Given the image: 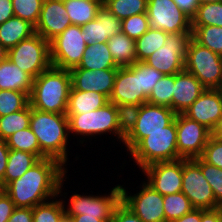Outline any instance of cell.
I'll return each mask as SVG.
<instances>
[{
	"label": "cell",
	"instance_id": "34",
	"mask_svg": "<svg viewBox=\"0 0 222 222\" xmlns=\"http://www.w3.org/2000/svg\"><path fill=\"white\" fill-rule=\"evenodd\" d=\"M163 203L166 222L179 219L194 209L183 192L163 196Z\"/></svg>",
	"mask_w": 222,
	"mask_h": 222
},
{
	"label": "cell",
	"instance_id": "22",
	"mask_svg": "<svg viewBox=\"0 0 222 222\" xmlns=\"http://www.w3.org/2000/svg\"><path fill=\"white\" fill-rule=\"evenodd\" d=\"M205 89L202 83L186 70L174 74L172 110L176 114H183Z\"/></svg>",
	"mask_w": 222,
	"mask_h": 222
},
{
	"label": "cell",
	"instance_id": "18",
	"mask_svg": "<svg viewBox=\"0 0 222 222\" xmlns=\"http://www.w3.org/2000/svg\"><path fill=\"white\" fill-rule=\"evenodd\" d=\"M183 114L212 132L222 116V89H205Z\"/></svg>",
	"mask_w": 222,
	"mask_h": 222
},
{
	"label": "cell",
	"instance_id": "7",
	"mask_svg": "<svg viewBox=\"0 0 222 222\" xmlns=\"http://www.w3.org/2000/svg\"><path fill=\"white\" fill-rule=\"evenodd\" d=\"M184 70L193 74L206 89H222V56L192 38L187 45Z\"/></svg>",
	"mask_w": 222,
	"mask_h": 222
},
{
	"label": "cell",
	"instance_id": "45",
	"mask_svg": "<svg viewBox=\"0 0 222 222\" xmlns=\"http://www.w3.org/2000/svg\"><path fill=\"white\" fill-rule=\"evenodd\" d=\"M110 222H143L122 201L114 209Z\"/></svg>",
	"mask_w": 222,
	"mask_h": 222
},
{
	"label": "cell",
	"instance_id": "21",
	"mask_svg": "<svg viewBox=\"0 0 222 222\" xmlns=\"http://www.w3.org/2000/svg\"><path fill=\"white\" fill-rule=\"evenodd\" d=\"M81 31L87 46L95 42L106 43L109 38L121 32V20L102 5L96 18L81 26Z\"/></svg>",
	"mask_w": 222,
	"mask_h": 222
},
{
	"label": "cell",
	"instance_id": "14",
	"mask_svg": "<svg viewBox=\"0 0 222 222\" xmlns=\"http://www.w3.org/2000/svg\"><path fill=\"white\" fill-rule=\"evenodd\" d=\"M148 24L150 29L166 33H192L191 18L173 0H148Z\"/></svg>",
	"mask_w": 222,
	"mask_h": 222
},
{
	"label": "cell",
	"instance_id": "53",
	"mask_svg": "<svg viewBox=\"0 0 222 222\" xmlns=\"http://www.w3.org/2000/svg\"><path fill=\"white\" fill-rule=\"evenodd\" d=\"M67 217H70L72 219V222H110V220L98 219V216H85L84 214Z\"/></svg>",
	"mask_w": 222,
	"mask_h": 222
},
{
	"label": "cell",
	"instance_id": "57",
	"mask_svg": "<svg viewBox=\"0 0 222 222\" xmlns=\"http://www.w3.org/2000/svg\"><path fill=\"white\" fill-rule=\"evenodd\" d=\"M60 222H72V219L70 217L64 216Z\"/></svg>",
	"mask_w": 222,
	"mask_h": 222
},
{
	"label": "cell",
	"instance_id": "28",
	"mask_svg": "<svg viewBox=\"0 0 222 222\" xmlns=\"http://www.w3.org/2000/svg\"><path fill=\"white\" fill-rule=\"evenodd\" d=\"M64 6L71 23L83 26L96 18L97 11L102 5L100 0H66Z\"/></svg>",
	"mask_w": 222,
	"mask_h": 222
},
{
	"label": "cell",
	"instance_id": "42",
	"mask_svg": "<svg viewBox=\"0 0 222 222\" xmlns=\"http://www.w3.org/2000/svg\"><path fill=\"white\" fill-rule=\"evenodd\" d=\"M148 29L147 13H140L121 20V32L135 41Z\"/></svg>",
	"mask_w": 222,
	"mask_h": 222
},
{
	"label": "cell",
	"instance_id": "3",
	"mask_svg": "<svg viewBox=\"0 0 222 222\" xmlns=\"http://www.w3.org/2000/svg\"><path fill=\"white\" fill-rule=\"evenodd\" d=\"M30 129L36 135L40 150L49 158L67 166L69 126L66 114L43 112L31 107Z\"/></svg>",
	"mask_w": 222,
	"mask_h": 222
},
{
	"label": "cell",
	"instance_id": "48",
	"mask_svg": "<svg viewBox=\"0 0 222 222\" xmlns=\"http://www.w3.org/2000/svg\"><path fill=\"white\" fill-rule=\"evenodd\" d=\"M9 147L6 144L5 140L0 138V182L4 188V175L7 168V162L9 157Z\"/></svg>",
	"mask_w": 222,
	"mask_h": 222
},
{
	"label": "cell",
	"instance_id": "56",
	"mask_svg": "<svg viewBox=\"0 0 222 222\" xmlns=\"http://www.w3.org/2000/svg\"><path fill=\"white\" fill-rule=\"evenodd\" d=\"M198 4H207V3H216V2H222V0H197Z\"/></svg>",
	"mask_w": 222,
	"mask_h": 222
},
{
	"label": "cell",
	"instance_id": "32",
	"mask_svg": "<svg viewBox=\"0 0 222 222\" xmlns=\"http://www.w3.org/2000/svg\"><path fill=\"white\" fill-rule=\"evenodd\" d=\"M6 144L11 150H21L35 154L39 159L46 158L47 156L40 150L36 135L30 127L19 130L12 134L6 140Z\"/></svg>",
	"mask_w": 222,
	"mask_h": 222
},
{
	"label": "cell",
	"instance_id": "26",
	"mask_svg": "<svg viewBox=\"0 0 222 222\" xmlns=\"http://www.w3.org/2000/svg\"><path fill=\"white\" fill-rule=\"evenodd\" d=\"M88 70L118 69L109 51L107 43L95 42L86 46L82 60L78 67Z\"/></svg>",
	"mask_w": 222,
	"mask_h": 222
},
{
	"label": "cell",
	"instance_id": "17",
	"mask_svg": "<svg viewBox=\"0 0 222 222\" xmlns=\"http://www.w3.org/2000/svg\"><path fill=\"white\" fill-rule=\"evenodd\" d=\"M147 184L162 196L181 192L182 159L155 162L142 169Z\"/></svg>",
	"mask_w": 222,
	"mask_h": 222
},
{
	"label": "cell",
	"instance_id": "16",
	"mask_svg": "<svg viewBox=\"0 0 222 222\" xmlns=\"http://www.w3.org/2000/svg\"><path fill=\"white\" fill-rule=\"evenodd\" d=\"M121 188V201L143 222H166L163 196L143 181L139 192L129 195L125 187Z\"/></svg>",
	"mask_w": 222,
	"mask_h": 222
},
{
	"label": "cell",
	"instance_id": "33",
	"mask_svg": "<svg viewBox=\"0 0 222 222\" xmlns=\"http://www.w3.org/2000/svg\"><path fill=\"white\" fill-rule=\"evenodd\" d=\"M31 106L28 104L24 109L0 117V138L6 140L19 130L29 127Z\"/></svg>",
	"mask_w": 222,
	"mask_h": 222
},
{
	"label": "cell",
	"instance_id": "2",
	"mask_svg": "<svg viewBox=\"0 0 222 222\" xmlns=\"http://www.w3.org/2000/svg\"><path fill=\"white\" fill-rule=\"evenodd\" d=\"M70 89V70L51 66L33 80L29 104L39 111L66 114Z\"/></svg>",
	"mask_w": 222,
	"mask_h": 222
},
{
	"label": "cell",
	"instance_id": "44",
	"mask_svg": "<svg viewBox=\"0 0 222 222\" xmlns=\"http://www.w3.org/2000/svg\"><path fill=\"white\" fill-rule=\"evenodd\" d=\"M163 75L164 74L147 65L145 62H140L141 89L147 96L150 95L154 85L162 78Z\"/></svg>",
	"mask_w": 222,
	"mask_h": 222
},
{
	"label": "cell",
	"instance_id": "38",
	"mask_svg": "<svg viewBox=\"0 0 222 222\" xmlns=\"http://www.w3.org/2000/svg\"><path fill=\"white\" fill-rule=\"evenodd\" d=\"M64 216L63 202L56 197L33 207V222H60Z\"/></svg>",
	"mask_w": 222,
	"mask_h": 222
},
{
	"label": "cell",
	"instance_id": "11",
	"mask_svg": "<svg viewBox=\"0 0 222 222\" xmlns=\"http://www.w3.org/2000/svg\"><path fill=\"white\" fill-rule=\"evenodd\" d=\"M86 42L82 38L81 26L70 25L50 41L52 66L71 70L80 64Z\"/></svg>",
	"mask_w": 222,
	"mask_h": 222
},
{
	"label": "cell",
	"instance_id": "4",
	"mask_svg": "<svg viewBox=\"0 0 222 222\" xmlns=\"http://www.w3.org/2000/svg\"><path fill=\"white\" fill-rule=\"evenodd\" d=\"M66 115L69 134L89 138L110 133V135L114 134L119 142L124 141L126 114L111 102L94 111Z\"/></svg>",
	"mask_w": 222,
	"mask_h": 222
},
{
	"label": "cell",
	"instance_id": "23",
	"mask_svg": "<svg viewBox=\"0 0 222 222\" xmlns=\"http://www.w3.org/2000/svg\"><path fill=\"white\" fill-rule=\"evenodd\" d=\"M33 80L8 58L0 64V90L22 91L30 96Z\"/></svg>",
	"mask_w": 222,
	"mask_h": 222
},
{
	"label": "cell",
	"instance_id": "50",
	"mask_svg": "<svg viewBox=\"0 0 222 222\" xmlns=\"http://www.w3.org/2000/svg\"><path fill=\"white\" fill-rule=\"evenodd\" d=\"M14 16L12 0H0V24Z\"/></svg>",
	"mask_w": 222,
	"mask_h": 222
},
{
	"label": "cell",
	"instance_id": "58",
	"mask_svg": "<svg viewBox=\"0 0 222 222\" xmlns=\"http://www.w3.org/2000/svg\"><path fill=\"white\" fill-rule=\"evenodd\" d=\"M110 0H100L101 5H105L107 2H109Z\"/></svg>",
	"mask_w": 222,
	"mask_h": 222
},
{
	"label": "cell",
	"instance_id": "39",
	"mask_svg": "<svg viewBox=\"0 0 222 222\" xmlns=\"http://www.w3.org/2000/svg\"><path fill=\"white\" fill-rule=\"evenodd\" d=\"M29 104V96L22 91L0 90V117L24 109Z\"/></svg>",
	"mask_w": 222,
	"mask_h": 222
},
{
	"label": "cell",
	"instance_id": "15",
	"mask_svg": "<svg viewBox=\"0 0 222 222\" xmlns=\"http://www.w3.org/2000/svg\"><path fill=\"white\" fill-rule=\"evenodd\" d=\"M176 136L178 159H194L202 156L211 131L184 114H176Z\"/></svg>",
	"mask_w": 222,
	"mask_h": 222
},
{
	"label": "cell",
	"instance_id": "47",
	"mask_svg": "<svg viewBox=\"0 0 222 222\" xmlns=\"http://www.w3.org/2000/svg\"><path fill=\"white\" fill-rule=\"evenodd\" d=\"M7 222H33V208L16 207Z\"/></svg>",
	"mask_w": 222,
	"mask_h": 222
},
{
	"label": "cell",
	"instance_id": "59",
	"mask_svg": "<svg viewBox=\"0 0 222 222\" xmlns=\"http://www.w3.org/2000/svg\"><path fill=\"white\" fill-rule=\"evenodd\" d=\"M4 190L2 183L0 182V193Z\"/></svg>",
	"mask_w": 222,
	"mask_h": 222
},
{
	"label": "cell",
	"instance_id": "24",
	"mask_svg": "<svg viewBox=\"0 0 222 222\" xmlns=\"http://www.w3.org/2000/svg\"><path fill=\"white\" fill-rule=\"evenodd\" d=\"M109 103V98L95 91L75 90L69 92L66 114H82L97 110Z\"/></svg>",
	"mask_w": 222,
	"mask_h": 222
},
{
	"label": "cell",
	"instance_id": "6",
	"mask_svg": "<svg viewBox=\"0 0 222 222\" xmlns=\"http://www.w3.org/2000/svg\"><path fill=\"white\" fill-rule=\"evenodd\" d=\"M129 154L141 170L155 162L178 160L176 117L165 130L149 133Z\"/></svg>",
	"mask_w": 222,
	"mask_h": 222
},
{
	"label": "cell",
	"instance_id": "20",
	"mask_svg": "<svg viewBox=\"0 0 222 222\" xmlns=\"http://www.w3.org/2000/svg\"><path fill=\"white\" fill-rule=\"evenodd\" d=\"M117 69L88 70L73 68L70 70L71 86L75 90L95 91L110 98Z\"/></svg>",
	"mask_w": 222,
	"mask_h": 222
},
{
	"label": "cell",
	"instance_id": "46",
	"mask_svg": "<svg viewBox=\"0 0 222 222\" xmlns=\"http://www.w3.org/2000/svg\"><path fill=\"white\" fill-rule=\"evenodd\" d=\"M15 208L14 202L3 190L0 193V222H7Z\"/></svg>",
	"mask_w": 222,
	"mask_h": 222
},
{
	"label": "cell",
	"instance_id": "30",
	"mask_svg": "<svg viewBox=\"0 0 222 222\" xmlns=\"http://www.w3.org/2000/svg\"><path fill=\"white\" fill-rule=\"evenodd\" d=\"M169 33L160 29H148L136 42L137 62H144L157 49L164 46Z\"/></svg>",
	"mask_w": 222,
	"mask_h": 222
},
{
	"label": "cell",
	"instance_id": "37",
	"mask_svg": "<svg viewBox=\"0 0 222 222\" xmlns=\"http://www.w3.org/2000/svg\"><path fill=\"white\" fill-rule=\"evenodd\" d=\"M148 0H110L105 7L118 19L147 12Z\"/></svg>",
	"mask_w": 222,
	"mask_h": 222
},
{
	"label": "cell",
	"instance_id": "35",
	"mask_svg": "<svg viewBox=\"0 0 222 222\" xmlns=\"http://www.w3.org/2000/svg\"><path fill=\"white\" fill-rule=\"evenodd\" d=\"M222 27V2L201 4L191 18V26Z\"/></svg>",
	"mask_w": 222,
	"mask_h": 222
},
{
	"label": "cell",
	"instance_id": "49",
	"mask_svg": "<svg viewBox=\"0 0 222 222\" xmlns=\"http://www.w3.org/2000/svg\"><path fill=\"white\" fill-rule=\"evenodd\" d=\"M175 4L190 18H192L199 6L197 0H173Z\"/></svg>",
	"mask_w": 222,
	"mask_h": 222
},
{
	"label": "cell",
	"instance_id": "8",
	"mask_svg": "<svg viewBox=\"0 0 222 222\" xmlns=\"http://www.w3.org/2000/svg\"><path fill=\"white\" fill-rule=\"evenodd\" d=\"M7 58L35 79L52 66L50 42L35 33L7 50Z\"/></svg>",
	"mask_w": 222,
	"mask_h": 222
},
{
	"label": "cell",
	"instance_id": "40",
	"mask_svg": "<svg viewBox=\"0 0 222 222\" xmlns=\"http://www.w3.org/2000/svg\"><path fill=\"white\" fill-rule=\"evenodd\" d=\"M193 160L199 165L205 179L211 186L217 205L222 208V169L208 164L201 157Z\"/></svg>",
	"mask_w": 222,
	"mask_h": 222
},
{
	"label": "cell",
	"instance_id": "55",
	"mask_svg": "<svg viewBox=\"0 0 222 222\" xmlns=\"http://www.w3.org/2000/svg\"><path fill=\"white\" fill-rule=\"evenodd\" d=\"M7 58V49L0 42V64Z\"/></svg>",
	"mask_w": 222,
	"mask_h": 222
},
{
	"label": "cell",
	"instance_id": "36",
	"mask_svg": "<svg viewBox=\"0 0 222 222\" xmlns=\"http://www.w3.org/2000/svg\"><path fill=\"white\" fill-rule=\"evenodd\" d=\"M174 90V74L163 75L154 85L147 103L159 106H165L172 109V96Z\"/></svg>",
	"mask_w": 222,
	"mask_h": 222
},
{
	"label": "cell",
	"instance_id": "25",
	"mask_svg": "<svg viewBox=\"0 0 222 222\" xmlns=\"http://www.w3.org/2000/svg\"><path fill=\"white\" fill-rule=\"evenodd\" d=\"M33 34L35 26L15 16L0 24V42L7 50Z\"/></svg>",
	"mask_w": 222,
	"mask_h": 222
},
{
	"label": "cell",
	"instance_id": "52",
	"mask_svg": "<svg viewBox=\"0 0 222 222\" xmlns=\"http://www.w3.org/2000/svg\"><path fill=\"white\" fill-rule=\"evenodd\" d=\"M171 222H201V209L194 208L191 212Z\"/></svg>",
	"mask_w": 222,
	"mask_h": 222
},
{
	"label": "cell",
	"instance_id": "27",
	"mask_svg": "<svg viewBox=\"0 0 222 222\" xmlns=\"http://www.w3.org/2000/svg\"><path fill=\"white\" fill-rule=\"evenodd\" d=\"M106 43L118 67H128L137 62L136 42L124 33L115 34Z\"/></svg>",
	"mask_w": 222,
	"mask_h": 222
},
{
	"label": "cell",
	"instance_id": "12",
	"mask_svg": "<svg viewBox=\"0 0 222 222\" xmlns=\"http://www.w3.org/2000/svg\"><path fill=\"white\" fill-rule=\"evenodd\" d=\"M191 33H170L164 46L157 49L144 62L164 75H172L184 70L187 45Z\"/></svg>",
	"mask_w": 222,
	"mask_h": 222
},
{
	"label": "cell",
	"instance_id": "31",
	"mask_svg": "<svg viewBox=\"0 0 222 222\" xmlns=\"http://www.w3.org/2000/svg\"><path fill=\"white\" fill-rule=\"evenodd\" d=\"M191 38L203 47L222 56V27L191 26Z\"/></svg>",
	"mask_w": 222,
	"mask_h": 222
},
{
	"label": "cell",
	"instance_id": "19",
	"mask_svg": "<svg viewBox=\"0 0 222 222\" xmlns=\"http://www.w3.org/2000/svg\"><path fill=\"white\" fill-rule=\"evenodd\" d=\"M72 25L67 16L64 2L61 0H44L35 33L50 42Z\"/></svg>",
	"mask_w": 222,
	"mask_h": 222
},
{
	"label": "cell",
	"instance_id": "13",
	"mask_svg": "<svg viewBox=\"0 0 222 222\" xmlns=\"http://www.w3.org/2000/svg\"><path fill=\"white\" fill-rule=\"evenodd\" d=\"M181 192L190 200L195 209L214 210L220 208L211 186L193 159H182Z\"/></svg>",
	"mask_w": 222,
	"mask_h": 222
},
{
	"label": "cell",
	"instance_id": "43",
	"mask_svg": "<svg viewBox=\"0 0 222 222\" xmlns=\"http://www.w3.org/2000/svg\"><path fill=\"white\" fill-rule=\"evenodd\" d=\"M201 158L208 164L222 169V139L211 135Z\"/></svg>",
	"mask_w": 222,
	"mask_h": 222
},
{
	"label": "cell",
	"instance_id": "5",
	"mask_svg": "<svg viewBox=\"0 0 222 222\" xmlns=\"http://www.w3.org/2000/svg\"><path fill=\"white\" fill-rule=\"evenodd\" d=\"M176 117L169 107L144 103L126 113L123 144L131 151L149 133L165 130Z\"/></svg>",
	"mask_w": 222,
	"mask_h": 222
},
{
	"label": "cell",
	"instance_id": "1",
	"mask_svg": "<svg viewBox=\"0 0 222 222\" xmlns=\"http://www.w3.org/2000/svg\"><path fill=\"white\" fill-rule=\"evenodd\" d=\"M65 166L54 158H42L20 178L10 182L4 191L15 207L33 208L38 204L59 198L63 181L67 179Z\"/></svg>",
	"mask_w": 222,
	"mask_h": 222
},
{
	"label": "cell",
	"instance_id": "29",
	"mask_svg": "<svg viewBox=\"0 0 222 222\" xmlns=\"http://www.w3.org/2000/svg\"><path fill=\"white\" fill-rule=\"evenodd\" d=\"M40 159L30 152L21 150L9 151L7 168L4 175V188L12 181L20 178L27 170H29Z\"/></svg>",
	"mask_w": 222,
	"mask_h": 222
},
{
	"label": "cell",
	"instance_id": "41",
	"mask_svg": "<svg viewBox=\"0 0 222 222\" xmlns=\"http://www.w3.org/2000/svg\"><path fill=\"white\" fill-rule=\"evenodd\" d=\"M44 0H12L14 16L30 22L38 23Z\"/></svg>",
	"mask_w": 222,
	"mask_h": 222
},
{
	"label": "cell",
	"instance_id": "54",
	"mask_svg": "<svg viewBox=\"0 0 222 222\" xmlns=\"http://www.w3.org/2000/svg\"><path fill=\"white\" fill-rule=\"evenodd\" d=\"M211 135L216 138L222 139V116L220 117L215 128L212 130Z\"/></svg>",
	"mask_w": 222,
	"mask_h": 222
},
{
	"label": "cell",
	"instance_id": "9",
	"mask_svg": "<svg viewBox=\"0 0 222 222\" xmlns=\"http://www.w3.org/2000/svg\"><path fill=\"white\" fill-rule=\"evenodd\" d=\"M148 96L141 89L140 62L128 67H119L109 102L119 107L125 114L147 103Z\"/></svg>",
	"mask_w": 222,
	"mask_h": 222
},
{
	"label": "cell",
	"instance_id": "10",
	"mask_svg": "<svg viewBox=\"0 0 222 222\" xmlns=\"http://www.w3.org/2000/svg\"><path fill=\"white\" fill-rule=\"evenodd\" d=\"M121 185L113 187L110 193L103 195L73 194L69 205L63 201L65 216H98L101 220H111L114 209L121 202ZM66 203V204H65ZM67 206V208L65 207Z\"/></svg>",
	"mask_w": 222,
	"mask_h": 222
},
{
	"label": "cell",
	"instance_id": "51",
	"mask_svg": "<svg viewBox=\"0 0 222 222\" xmlns=\"http://www.w3.org/2000/svg\"><path fill=\"white\" fill-rule=\"evenodd\" d=\"M201 222H222V208L214 210L201 209Z\"/></svg>",
	"mask_w": 222,
	"mask_h": 222
}]
</instances>
